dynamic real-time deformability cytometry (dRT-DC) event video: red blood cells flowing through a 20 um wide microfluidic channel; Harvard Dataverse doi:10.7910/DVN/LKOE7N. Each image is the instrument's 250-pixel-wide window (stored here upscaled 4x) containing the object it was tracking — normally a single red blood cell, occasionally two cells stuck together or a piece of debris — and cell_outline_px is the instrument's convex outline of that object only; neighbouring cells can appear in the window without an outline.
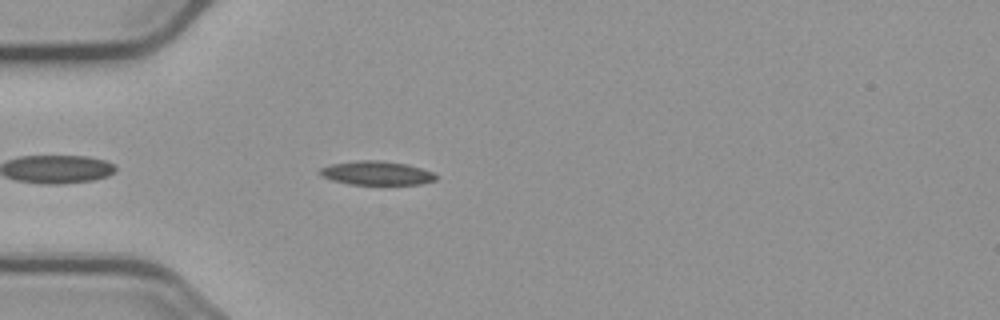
{"species": "common noctule bat (a hibernating species)", "species_latin": "Nyctalus noctula", "temperature_condition": "cold", "stored_images_in_passage": 43, "camera_frame_rate_fps": 3000, "um_per_image_px": 0.085, "animal": {"sex": "male", "body_mass_g": 23.1, "forearm_length_mm": 52.7}, "frame": {"image": 1, "passage_image": 4, "time_ms": 1.0, "image_size_px": [1000, 320], "cell_outline_px": [[436, 180], [420, 184], [348, 184], [332, 180], [320, 176], [316, 172], [320, 168], [332, 164], [356, 160], [380, 160], [408, 164], [432, 172], [436, 176]], "centroid_in_image_um": [31.95, 14.7], "position_along_channel_um": 53.0, "area_um2": 16.18}}
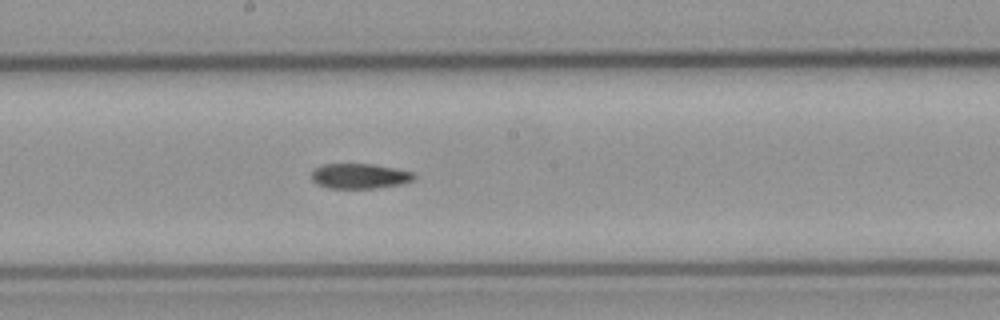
{"frame": {"image": 2, "passage_image": 18, "time_ms": 5.667, "image_size_px": [1000, 320], "cell_outline_px": [[416, 176], [412, 180], [400, 184], [376, 188], [328, 188], [312, 180], [312, 172], [316, 168], [324, 164], [372, 164], [396, 168], [412, 172]], "centroid_in_image_um": [30.58, 14.96], "position_along_channel_um": 217.6, "area_um2": 14.8}}
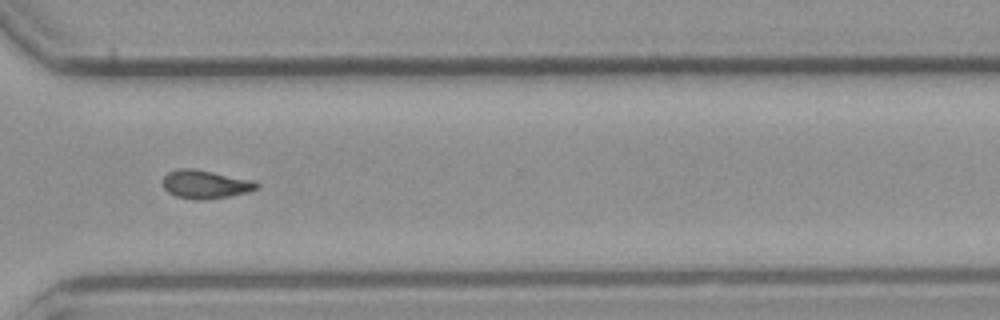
{"frame": {"image": 3, "passage_image": 29, "time_ms": 9.333, "image_size_px": [1000, 320], "cell_outline_px": [[260, 184], [256, 188], [248, 192], [228, 196], [204, 200], [196, 200], [176, 196], [168, 192], [164, 188], [164, 176], [168, 172], [180, 168], [196, 168], [252, 180]], "centroid_in_image_um": [17.44, 15.66], "position_along_channel_um": 353.2, "area_um2": 15.49}, "authors_computed_cell_mechanics": {"area_um2": 15.2014, "velocity_mm_per_s": 3.7121, "shape_relaxation_time_tau1_ms": null, "shape_relaxation_time_tau2_ms": 10.1704, "deformation_change_tau1": null, "deformation_change_tau2": 0.1606}}